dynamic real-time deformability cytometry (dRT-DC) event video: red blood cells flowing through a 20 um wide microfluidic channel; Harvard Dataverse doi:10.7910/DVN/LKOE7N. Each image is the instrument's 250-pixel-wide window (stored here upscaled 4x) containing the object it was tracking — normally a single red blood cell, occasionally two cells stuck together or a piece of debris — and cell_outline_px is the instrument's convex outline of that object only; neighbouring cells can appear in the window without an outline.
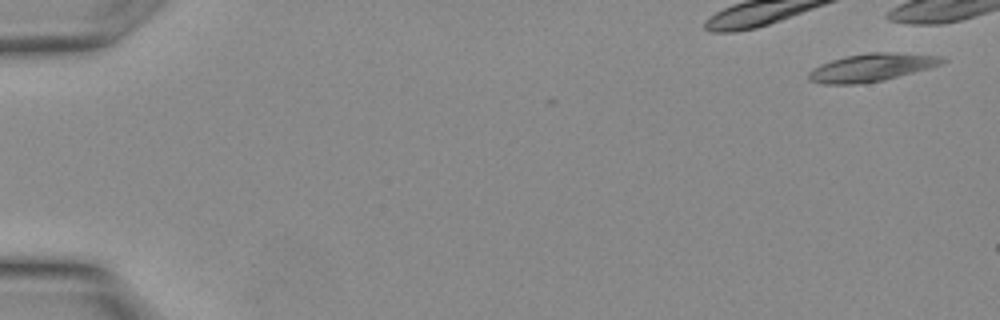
{"species": "Egyptian fruit bat (a non-hibernating species)", "species_latin": "Rousettus aegyptiacus", "temperature_condition": "warm", "stored_images_in_passage": 4, "camera_frame_rate_fps": 3000, "um_per_image_px": 0.085, "animal": {"sex": "female"}, "frame": {"image": 1, "passage_image": 1, "time_ms": 0.0, "image_size_px": [1000, 320], "cell_outline_px": [[948, 60], [940, 64], [928, 68], [884, 80], [856, 84], [824, 84], [808, 80], [808, 72], [812, 68], [820, 64], [832, 60], [848, 56], [868, 52], [896, 52], [940, 56]], "centroid_in_image_um": [74.05, 5.73], "position_along_channel_um": 10.9, "area_um2": 21.56}}